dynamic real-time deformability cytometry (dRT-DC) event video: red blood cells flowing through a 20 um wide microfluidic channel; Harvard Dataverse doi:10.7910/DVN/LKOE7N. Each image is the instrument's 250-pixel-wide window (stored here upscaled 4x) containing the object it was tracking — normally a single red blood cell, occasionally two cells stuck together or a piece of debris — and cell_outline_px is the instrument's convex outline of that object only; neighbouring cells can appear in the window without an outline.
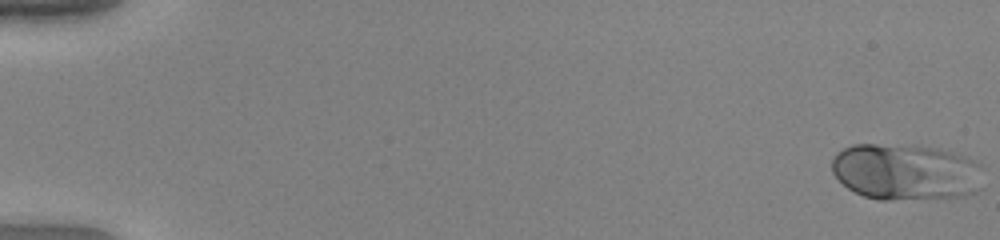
{"species": "human", "species_latin": "Homo sapiens", "temperature_condition": "warm", "stored_images_in_passage": 14, "camera_frame_rate_fps": 3000, "um_per_image_px": 0.085, "donor": {"sex": "female"}, "frame": {"image": 1, "passage_image": 1, "time_ms": 0.0, "image_size_px": [1000, 240], "cell_outline_px": [[984, 188], [968, 196], [888, 200], [880, 200], [864, 196], [848, 188], [832, 172], [832, 160], [836, 152], [852, 144], [920, 144], [940, 148], [968, 156], [980, 160], [984, 168]], "centroid_in_image_um": [77.12, 14.59], "position_along_channel_um": 7.9, "area_um2": 51.44}}